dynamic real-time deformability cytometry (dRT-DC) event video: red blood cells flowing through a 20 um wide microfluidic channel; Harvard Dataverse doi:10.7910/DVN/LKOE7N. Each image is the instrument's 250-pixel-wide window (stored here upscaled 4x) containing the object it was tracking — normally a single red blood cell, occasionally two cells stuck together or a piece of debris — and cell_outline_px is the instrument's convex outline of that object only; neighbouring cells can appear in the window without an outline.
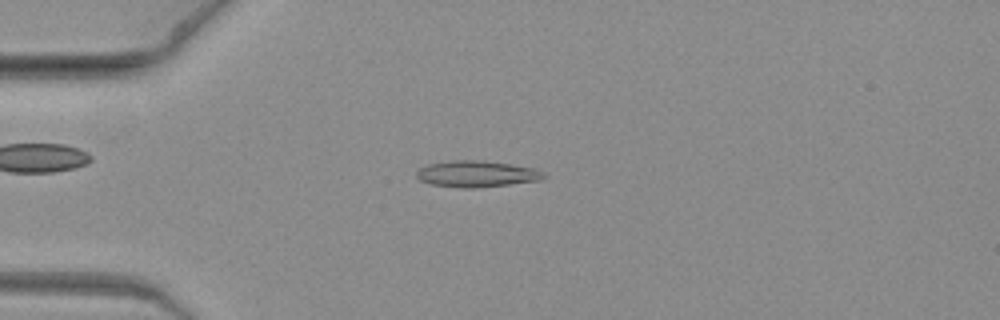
{"species": "common noctule bat (a hibernating species)", "species_latin": "Nyctalus noctula", "temperature_condition": "warm", "stored_images_in_passage": 6, "camera_frame_rate_fps": 3000, "um_per_image_px": 0.085, "animal": {"sex": "female", "body_mass_g": 19.3, "forearm_length_mm": 54.1}, "frame": {"image": 1, "passage_image": 5, "time_ms": 1.333, "image_size_px": [1000, 320], "cell_outline_px": [[548, 176], [540, 180], [476, 188], [464, 188], [432, 184], [420, 180], [416, 176], [416, 172], [420, 168], [428, 164], [452, 160], [484, 160], [512, 164], [536, 168], [544, 172]], "centroid_in_image_um": [40.55, 14.77], "position_along_channel_um": 44.4, "area_um2": 19.59}}